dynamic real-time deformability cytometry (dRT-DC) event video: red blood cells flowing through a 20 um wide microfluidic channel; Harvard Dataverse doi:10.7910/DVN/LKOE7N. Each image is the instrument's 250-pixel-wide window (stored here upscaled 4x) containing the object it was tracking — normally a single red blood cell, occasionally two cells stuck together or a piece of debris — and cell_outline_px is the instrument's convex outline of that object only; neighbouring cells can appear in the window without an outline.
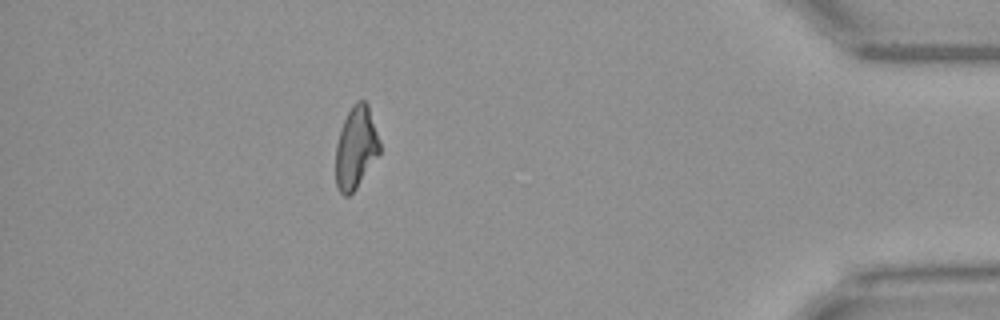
{"species": "Egyptian fruit bat (a non-hibernating species)", "species_latin": "Rousettus aegyptiacus", "temperature_condition": "warm", "stored_images_in_passage": 50, "segment_of_instrument_passage": [2, 2], "camera_frame_rate_fps": 3000, "um_per_image_px": 0.085, "animal": {"sex": "female"}, "frame": {"image": 1, "passage_image": 50, "time_ms": 16.333, "image_size_px": [1000, 320], "cell_outline_px": [[380, 152], [356, 188], [348, 196], [344, 196], [340, 192], [336, 184], [336, 144], [344, 120], [352, 104], [356, 100], [364, 100], [368, 104], [380, 140]], "centroid_in_image_um": [30.26, 12.52], "position_along_channel_um": 404.9, "area_um2": 20.92}}